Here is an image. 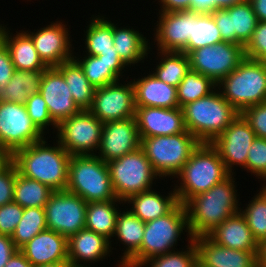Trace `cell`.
Here are the masks:
<instances>
[{
	"instance_id": "cell-7",
	"label": "cell",
	"mask_w": 266,
	"mask_h": 267,
	"mask_svg": "<svg viewBox=\"0 0 266 267\" xmlns=\"http://www.w3.org/2000/svg\"><path fill=\"white\" fill-rule=\"evenodd\" d=\"M66 191L87 203L118 200L107 163L97 155H71Z\"/></svg>"
},
{
	"instance_id": "cell-34",
	"label": "cell",
	"mask_w": 266,
	"mask_h": 267,
	"mask_svg": "<svg viewBox=\"0 0 266 267\" xmlns=\"http://www.w3.org/2000/svg\"><path fill=\"white\" fill-rule=\"evenodd\" d=\"M73 58L82 67L88 81L95 88L119 81L124 76L125 68L128 67L125 63H106L98 56L84 54L81 59L76 56Z\"/></svg>"
},
{
	"instance_id": "cell-41",
	"label": "cell",
	"mask_w": 266,
	"mask_h": 267,
	"mask_svg": "<svg viewBox=\"0 0 266 267\" xmlns=\"http://www.w3.org/2000/svg\"><path fill=\"white\" fill-rule=\"evenodd\" d=\"M248 203L244 210V207H240V213L245 217L254 239L259 244L266 240V188L260 187L259 193Z\"/></svg>"
},
{
	"instance_id": "cell-51",
	"label": "cell",
	"mask_w": 266,
	"mask_h": 267,
	"mask_svg": "<svg viewBox=\"0 0 266 267\" xmlns=\"http://www.w3.org/2000/svg\"><path fill=\"white\" fill-rule=\"evenodd\" d=\"M160 10L158 13H167L173 11H190L191 0H158ZM162 4V5H161Z\"/></svg>"
},
{
	"instance_id": "cell-24",
	"label": "cell",
	"mask_w": 266,
	"mask_h": 267,
	"mask_svg": "<svg viewBox=\"0 0 266 267\" xmlns=\"http://www.w3.org/2000/svg\"><path fill=\"white\" fill-rule=\"evenodd\" d=\"M112 249L108 239L85 228L68 238V262L85 266L89 262L92 265L106 257L108 259Z\"/></svg>"
},
{
	"instance_id": "cell-18",
	"label": "cell",
	"mask_w": 266,
	"mask_h": 267,
	"mask_svg": "<svg viewBox=\"0 0 266 267\" xmlns=\"http://www.w3.org/2000/svg\"><path fill=\"white\" fill-rule=\"evenodd\" d=\"M222 41L245 46L251 39L258 19L249 0L211 13Z\"/></svg>"
},
{
	"instance_id": "cell-4",
	"label": "cell",
	"mask_w": 266,
	"mask_h": 267,
	"mask_svg": "<svg viewBox=\"0 0 266 267\" xmlns=\"http://www.w3.org/2000/svg\"><path fill=\"white\" fill-rule=\"evenodd\" d=\"M181 109L186 130L200 143H211L240 114L218 88Z\"/></svg>"
},
{
	"instance_id": "cell-37",
	"label": "cell",
	"mask_w": 266,
	"mask_h": 267,
	"mask_svg": "<svg viewBox=\"0 0 266 267\" xmlns=\"http://www.w3.org/2000/svg\"><path fill=\"white\" fill-rule=\"evenodd\" d=\"M54 191L39 181L26 178L18 173L14 185L13 201L23 208H45Z\"/></svg>"
},
{
	"instance_id": "cell-17",
	"label": "cell",
	"mask_w": 266,
	"mask_h": 267,
	"mask_svg": "<svg viewBox=\"0 0 266 267\" xmlns=\"http://www.w3.org/2000/svg\"><path fill=\"white\" fill-rule=\"evenodd\" d=\"M25 32L31 37L40 59L47 67H57L74 57L70 42L73 40L66 23L55 21L37 29L35 33L31 30Z\"/></svg>"
},
{
	"instance_id": "cell-10",
	"label": "cell",
	"mask_w": 266,
	"mask_h": 267,
	"mask_svg": "<svg viewBox=\"0 0 266 267\" xmlns=\"http://www.w3.org/2000/svg\"><path fill=\"white\" fill-rule=\"evenodd\" d=\"M102 127L103 123L89 110H81L57 125L56 140L70 155H96Z\"/></svg>"
},
{
	"instance_id": "cell-46",
	"label": "cell",
	"mask_w": 266,
	"mask_h": 267,
	"mask_svg": "<svg viewBox=\"0 0 266 267\" xmlns=\"http://www.w3.org/2000/svg\"><path fill=\"white\" fill-rule=\"evenodd\" d=\"M24 208L12 201L0 207V234L12 236L21 220Z\"/></svg>"
},
{
	"instance_id": "cell-48",
	"label": "cell",
	"mask_w": 266,
	"mask_h": 267,
	"mask_svg": "<svg viewBox=\"0 0 266 267\" xmlns=\"http://www.w3.org/2000/svg\"><path fill=\"white\" fill-rule=\"evenodd\" d=\"M16 175L17 167L13 161L0 171V207L13 201Z\"/></svg>"
},
{
	"instance_id": "cell-26",
	"label": "cell",
	"mask_w": 266,
	"mask_h": 267,
	"mask_svg": "<svg viewBox=\"0 0 266 267\" xmlns=\"http://www.w3.org/2000/svg\"><path fill=\"white\" fill-rule=\"evenodd\" d=\"M6 28L9 29L0 23V41L8 49L15 70H45L47 66L40 59L31 37L24 30L16 31L15 35Z\"/></svg>"
},
{
	"instance_id": "cell-8",
	"label": "cell",
	"mask_w": 266,
	"mask_h": 267,
	"mask_svg": "<svg viewBox=\"0 0 266 267\" xmlns=\"http://www.w3.org/2000/svg\"><path fill=\"white\" fill-rule=\"evenodd\" d=\"M199 144L187 130L175 135L141 138V148L160 179L175 178Z\"/></svg>"
},
{
	"instance_id": "cell-40",
	"label": "cell",
	"mask_w": 266,
	"mask_h": 267,
	"mask_svg": "<svg viewBox=\"0 0 266 267\" xmlns=\"http://www.w3.org/2000/svg\"><path fill=\"white\" fill-rule=\"evenodd\" d=\"M223 42L219 28L216 26L212 14L195 12V21H192V37L186 45V54L209 45Z\"/></svg>"
},
{
	"instance_id": "cell-6",
	"label": "cell",
	"mask_w": 266,
	"mask_h": 267,
	"mask_svg": "<svg viewBox=\"0 0 266 267\" xmlns=\"http://www.w3.org/2000/svg\"><path fill=\"white\" fill-rule=\"evenodd\" d=\"M217 88L239 113L266 102V62L245 57Z\"/></svg>"
},
{
	"instance_id": "cell-27",
	"label": "cell",
	"mask_w": 266,
	"mask_h": 267,
	"mask_svg": "<svg viewBox=\"0 0 266 267\" xmlns=\"http://www.w3.org/2000/svg\"><path fill=\"white\" fill-rule=\"evenodd\" d=\"M208 236L221 246L258 253L259 244L254 239L245 217L240 212L227 218Z\"/></svg>"
},
{
	"instance_id": "cell-56",
	"label": "cell",
	"mask_w": 266,
	"mask_h": 267,
	"mask_svg": "<svg viewBox=\"0 0 266 267\" xmlns=\"http://www.w3.org/2000/svg\"><path fill=\"white\" fill-rule=\"evenodd\" d=\"M190 11L208 14V0H191Z\"/></svg>"
},
{
	"instance_id": "cell-16",
	"label": "cell",
	"mask_w": 266,
	"mask_h": 267,
	"mask_svg": "<svg viewBox=\"0 0 266 267\" xmlns=\"http://www.w3.org/2000/svg\"><path fill=\"white\" fill-rule=\"evenodd\" d=\"M141 147L135 117L103 123L97 156L104 162L120 158Z\"/></svg>"
},
{
	"instance_id": "cell-35",
	"label": "cell",
	"mask_w": 266,
	"mask_h": 267,
	"mask_svg": "<svg viewBox=\"0 0 266 267\" xmlns=\"http://www.w3.org/2000/svg\"><path fill=\"white\" fill-rule=\"evenodd\" d=\"M92 16L84 33L85 54L98 56L100 53L117 52L113 41V22L102 15Z\"/></svg>"
},
{
	"instance_id": "cell-39",
	"label": "cell",
	"mask_w": 266,
	"mask_h": 267,
	"mask_svg": "<svg viewBox=\"0 0 266 267\" xmlns=\"http://www.w3.org/2000/svg\"><path fill=\"white\" fill-rule=\"evenodd\" d=\"M46 229L48 228L46 224L45 208H24L21 220L17 224L15 232L11 237L15 246L20 249L35 235Z\"/></svg>"
},
{
	"instance_id": "cell-49",
	"label": "cell",
	"mask_w": 266,
	"mask_h": 267,
	"mask_svg": "<svg viewBox=\"0 0 266 267\" xmlns=\"http://www.w3.org/2000/svg\"><path fill=\"white\" fill-rule=\"evenodd\" d=\"M15 71L12 59L6 46L0 41V89L11 80Z\"/></svg>"
},
{
	"instance_id": "cell-59",
	"label": "cell",
	"mask_w": 266,
	"mask_h": 267,
	"mask_svg": "<svg viewBox=\"0 0 266 267\" xmlns=\"http://www.w3.org/2000/svg\"><path fill=\"white\" fill-rule=\"evenodd\" d=\"M69 262H58L54 264H45L37 267H68Z\"/></svg>"
},
{
	"instance_id": "cell-22",
	"label": "cell",
	"mask_w": 266,
	"mask_h": 267,
	"mask_svg": "<svg viewBox=\"0 0 266 267\" xmlns=\"http://www.w3.org/2000/svg\"><path fill=\"white\" fill-rule=\"evenodd\" d=\"M193 239L202 267H257V253L221 246L209 236Z\"/></svg>"
},
{
	"instance_id": "cell-53",
	"label": "cell",
	"mask_w": 266,
	"mask_h": 267,
	"mask_svg": "<svg viewBox=\"0 0 266 267\" xmlns=\"http://www.w3.org/2000/svg\"><path fill=\"white\" fill-rule=\"evenodd\" d=\"M244 1L246 0H208V14H211L218 9L229 8Z\"/></svg>"
},
{
	"instance_id": "cell-43",
	"label": "cell",
	"mask_w": 266,
	"mask_h": 267,
	"mask_svg": "<svg viewBox=\"0 0 266 267\" xmlns=\"http://www.w3.org/2000/svg\"><path fill=\"white\" fill-rule=\"evenodd\" d=\"M25 108L33 124L43 135H45L46 129L49 126L51 127V125L53 130H57V124L50 117L47 104L40 92L32 94L27 99Z\"/></svg>"
},
{
	"instance_id": "cell-47",
	"label": "cell",
	"mask_w": 266,
	"mask_h": 267,
	"mask_svg": "<svg viewBox=\"0 0 266 267\" xmlns=\"http://www.w3.org/2000/svg\"><path fill=\"white\" fill-rule=\"evenodd\" d=\"M256 137L266 139V102L246 108L242 113Z\"/></svg>"
},
{
	"instance_id": "cell-50",
	"label": "cell",
	"mask_w": 266,
	"mask_h": 267,
	"mask_svg": "<svg viewBox=\"0 0 266 267\" xmlns=\"http://www.w3.org/2000/svg\"><path fill=\"white\" fill-rule=\"evenodd\" d=\"M17 250L11 236L0 234V267H5Z\"/></svg>"
},
{
	"instance_id": "cell-3",
	"label": "cell",
	"mask_w": 266,
	"mask_h": 267,
	"mask_svg": "<svg viewBox=\"0 0 266 267\" xmlns=\"http://www.w3.org/2000/svg\"><path fill=\"white\" fill-rule=\"evenodd\" d=\"M230 173L217 150L211 143H200L193 151L182 170L174 189L179 203L186 204L192 197L207 192Z\"/></svg>"
},
{
	"instance_id": "cell-12",
	"label": "cell",
	"mask_w": 266,
	"mask_h": 267,
	"mask_svg": "<svg viewBox=\"0 0 266 267\" xmlns=\"http://www.w3.org/2000/svg\"><path fill=\"white\" fill-rule=\"evenodd\" d=\"M87 202L80 196L63 191H54L45 205L46 224L69 238L85 229Z\"/></svg>"
},
{
	"instance_id": "cell-14",
	"label": "cell",
	"mask_w": 266,
	"mask_h": 267,
	"mask_svg": "<svg viewBox=\"0 0 266 267\" xmlns=\"http://www.w3.org/2000/svg\"><path fill=\"white\" fill-rule=\"evenodd\" d=\"M126 83L119 80L95 89L88 110L102 123L135 117L134 86L132 80Z\"/></svg>"
},
{
	"instance_id": "cell-21",
	"label": "cell",
	"mask_w": 266,
	"mask_h": 267,
	"mask_svg": "<svg viewBox=\"0 0 266 267\" xmlns=\"http://www.w3.org/2000/svg\"><path fill=\"white\" fill-rule=\"evenodd\" d=\"M135 118L140 138L175 135L186 131L180 107H136Z\"/></svg>"
},
{
	"instance_id": "cell-25",
	"label": "cell",
	"mask_w": 266,
	"mask_h": 267,
	"mask_svg": "<svg viewBox=\"0 0 266 267\" xmlns=\"http://www.w3.org/2000/svg\"><path fill=\"white\" fill-rule=\"evenodd\" d=\"M135 107L178 108L177 87L158 80L150 71L133 79Z\"/></svg>"
},
{
	"instance_id": "cell-60",
	"label": "cell",
	"mask_w": 266,
	"mask_h": 267,
	"mask_svg": "<svg viewBox=\"0 0 266 267\" xmlns=\"http://www.w3.org/2000/svg\"><path fill=\"white\" fill-rule=\"evenodd\" d=\"M68 267H88V265L87 266H85V265H74V264H70L69 263ZM89 267H91L90 264H89Z\"/></svg>"
},
{
	"instance_id": "cell-54",
	"label": "cell",
	"mask_w": 266,
	"mask_h": 267,
	"mask_svg": "<svg viewBox=\"0 0 266 267\" xmlns=\"http://www.w3.org/2000/svg\"><path fill=\"white\" fill-rule=\"evenodd\" d=\"M258 22H266V0H249Z\"/></svg>"
},
{
	"instance_id": "cell-61",
	"label": "cell",
	"mask_w": 266,
	"mask_h": 267,
	"mask_svg": "<svg viewBox=\"0 0 266 267\" xmlns=\"http://www.w3.org/2000/svg\"><path fill=\"white\" fill-rule=\"evenodd\" d=\"M263 187H265L266 188V182L265 183H263V184H261Z\"/></svg>"
},
{
	"instance_id": "cell-20",
	"label": "cell",
	"mask_w": 266,
	"mask_h": 267,
	"mask_svg": "<svg viewBox=\"0 0 266 267\" xmlns=\"http://www.w3.org/2000/svg\"><path fill=\"white\" fill-rule=\"evenodd\" d=\"M39 92L47 104L50 117L57 125L81 111L73 100L63 74L56 67H47L43 71Z\"/></svg>"
},
{
	"instance_id": "cell-58",
	"label": "cell",
	"mask_w": 266,
	"mask_h": 267,
	"mask_svg": "<svg viewBox=\"0 0 266 267\" xmlns=\"http://www.w3.org/2000/svg\"><path fill=\"white\" fill-rule=\"evenodd\" d=\"M98 57L106 63H124L117 52L100 53Z\"/></svg>"
},
{
	"instance_id": "cell-31",
	"label": "cell",
	"mask_w": 266,
	"mask_h": 267,
	"mask_svg": "<svg viewBox=\"0 0 266 267\" xmlns=\"http://www.w3.org/2000/svg\"><path fill=\"white\" fill-rule=\"evenodd\" d=\"M117 203L124 206L121 200H108L90 202L86 207L85 228L104 236L110 241V245L113 242L111 239L115 233L116 218L120 211Z\"/></svg>"
},
{
	"instance_id": "cell-36",
	"label": "cell",
	"mask_w": 266,
	"mask_h": 267,
	"mask_svg": "<svg viewBox=\"0 0 266 267\" xmlns=\"http://www.w3.org/2000/svg\"><path fill=\"white\" fill-rule=\"evenodd\" d=\"M160 59L155 72L152 74L160 81L178 87L185 75L190 71L188 55L184 52L161 51L157 52Z\"/></svg>"
},
{
	"instance_id": "cell-52",
	"label": "cell",
	"mask_w": 266,
	"mask_h": 267,
	"mask_svg": "<svg viewBox=\"0 0 266 267\" xmlns=\"http://www.w3.org/2000/svg\"><path fill=\"white\" fill-rule=\"evenodd\" d=\"M5 267H35L25 255L18 249L8 260Z\"/></svg>"
},
{
	"instance_id": "cell-2",
	"label": "cell",
	"mask_w": 266,
	"mask_h": 267,
	"mask_svg": "<svg viewBox=\"0 0 266 267\" xmlns=\"http://www.w3.org/2000/svg\"><path fill=\"white\" fill-rule=\"evenodd\" d=\"M45 137L13 153V163L22 176L41 182L53 191L66 190L71 155L56 140L53 146Z\"/></svg>"
},
{
	"instance_id": "cell-23",
	"label": "cell",
	"mask_w": 266,
	"mask_h": 267,
	"mask_svg": "<svg viewBox=\"0 0 266 267\" xmlns=\"http://www.w3.org/2000/svg\"><path fill=\"white\" fill-rule=\"evenodd\" d=\"M35 266L68 262V238L46 229L19 249Z\"/></svg>"
},
{
	"instance_id": "cell-1",
	"label": "cell",
	"mask_w": 266,
	"mask_h": 267,
	"mask_svg": "<svg viewBox=\"0 0 266 267\" xmlns=\"http://www.w3.org/2000/svg\"><path fill=\"white\" fill-rule=\"evenodd\" d=\"M192 197L186 204L188 229L192 239L208 236L227 218L240 212L235 175Z\"/></svg>"
},
{
	"instance_id": "cell-9",
	"label": "cell",
	"mask_w": 266,
	"mask_h": 267,
	"mask_svg": "<svg viewBox=\"0 0 266 267\" xmlns=\"http://www.w3.org/2000/svg\"><path fill=\"white\" fill-rule=\"evenodd\" d=\"M112 187L118 200L152 189L155 179L160 177L140 147L120 158L107 162ZM154 181V182H153Z\"/></svg>"
},
{
	"instance_id": "cell-42",
	"label": "cell",
	"mask_w": 266,
	"mask_h": 267,
	"mask_svg": "<svg viewBox=\"0 0 266 267\" xmlns=\"http://www.w3.org/2000/svg\"><path fill=\"white\" fill-rule=\"evenodd\" d=\"M186 250H173L166 254L157 255L142 262L138 267H196L198 252L194 239L188 238Z\"/></svg>"
},
{
	"instance_id": "cell-57",
	"label": "cell",
	"mask_w": 266,
	"mask_h": 267,
	"mask_svg": "<svg viewBox=\"0 0 266 267\" xmlns=\"http://www.w3.org/2000/svg\"><path fill=\"white\" fill-rule=\"evenodd\" d=\"M257 267H266V240L258 245Z\"/></svg>"
},
{
	"instance_id": "cell-28",
	"label": "cell",
	"mask_w": 266,
	"mask_h": 267,
	"mask_svg": "<svg viewBox=\"0 0 266 267\" xmlns=\"http://www.w3.org/2000/svg\"><path fill=\"white\" fill-rule=\"evenodd\" d=\"M127 203L132 206L128 209L135 216L143 222H148L166 215L179 202L174 188L171 192L169 191L167 196L162 195L153 188L129 197L124 201V204Z\"/></svg>"
},
{
	"instance_id": "cell-13",
	"label": "cell",
	"mask_w": 266,
	"mask_h": 267,
	"mask_svg": "<svg viewBox=\"0 0 266 267\" xmlns=\"http://www.w3.org/2000/svg\"><path fill=\"white\" fill-rule=\"evenodd\" d=\"M43 138L28 116L25 105L0 100V145L13 154Z\"/></svg>"
},
{
	"instance_id": "cell-32",
	"label": "cell",
	"mask_w": 266,
	"mask_h": 267,
	"mask_svg": "<svg viewBox=\"0 0 266 267\" xmlns=\"http://www.w3.org/2000/svg\"><path fill=\"white\" fill-rule=\"evenodd\" d=\"M56 68L63 74L77 106L81 110H88L92 105L96 88L88 81L79 63L72 58Z\"/></svg>"
},
{
	"instance_id": "cell-55",
	"label": "cell",
	"mask_w": 266,
	"mask_h": 267,
	"mask_svg": "<svg viewBox=\"0 0 266 267\" xmlns=\"http://www.w3.org/2000/svg\"><path fill=\"white\" fill-rule=\"evenodd\" d=\"M13 161V154L0 145V171L4 170Z\"/></svg>"
},
{
	"instance_id": "cell-45",
	"label": "cell",
	"mask_w": 266,
	"mask_h": 267,
	"mask_svg": "<svg viewBox=\"0 0 266 267\" xmlns=\"http://www.w3.org/2000/svg\"><path fill=\"white\" fill-rule=\"evenodd\" d=\"M244 52L247 58L266 62V22H258Z\"/></svg>"
},
{
	"instance_id": "cell-44",
	"label": "cell",
	"mask_w": 266,
	"mask_h": 267,
	"mask_svg": "<svg viewBox=\"0 0 266 267\" xmlns=\"http://www.w3.org/2000/svg\"><path fill=\"white\" fill-rule=\"evenodd\" d=\"M246 171L266 182V139L256 137L249 148Z\"/></svg>"
},
{
	"instance_id": "cell-5",
	"label": "cell",
	"mask_w": 266,
	"mask_h": 267,
	"mask_svg": "<svg viewBox=\"0 0 266 267\" xmlns=\"http://www.w3.org/2000/svg\"><path fill=\"white\" fill-rule=\"evenodd\" d=\"M189 234L185 205L178 203L169 213L155 220L145 222V230L140 248L122 265L138 267L147 259L166 254L175 249L182 234Z\"/></svg>"
},
{
	"instance_id": "cell-38",
	"label": "cell",
	"mask_w": 266,
	"mask_h": 267,
	"mask_svg": "<svg viewBox=\"0 0 266 267\" xmlns=\"http://www.w3.org/2000/svg\"><path fill=\"white\" fill-rule=\"evenodd\" d=\"M216 88L217 84L211 78L190 69L177 87L179 107L209 95Z\"/></svg>"
},
{
	"instance_id": "cell-11",
	"label": "cell",
	"mask_w": 266,
	"mask_h": 267,
	"mask_svg": "<svg viewBox=\"0 0 266 267\" xmlns=\"http://www.w3.org/2000/svg\"><path fill=\"white\" fill-rule=\"evenodd\" d=\"M187 55L191 70L211 78L216 84L245 58L243 46L224 41L190 51Z\"/></svg>"
},
{
	"instance_id": "cell-19",
	"label": "cell",
	"mask_w": 266,
	"mask_h": 267,
	"mask_svg": "<svg viewBox=\"0 0 266 267\" xmlns=\"http://www.w3.org/2000/svg\"><path fill=\"white\" fill-rule=\"evenodd\" d=\"M156 27H154V44L157 50L186 53L189 37H192V21L195 12L173 11L159 13ZM156 28V29H155ZM156 42V43H155Z\"/></svg>"
},
{
	"instance_id": "cell-33",
	"label": "cell",
	"mask_w": 266,
	"mask_h": 267,
	"mask_svg": "<svg viewBox=\"0 0 266 267\" xmlns=\"http://www.w3.org/2000/svg\"><path fill=\"white\" fill-rule=\"evenodd\" d=\"M44 70H15L8 84L0 89V100L25 105L34 93H39Z\"/></svg>"
},
{
	"instance_id": "cell-15",
	"label": "cell",
	"mask_w": 266,
	"mask_h": 267,
	"mask_svg": "<svg viewBox=\"0 0 266 267\" xmlns=\"http://www.w3.org/2000/svg\"><path fill=\"white\" fill-rule=\"evenodd\" d=\"M255 138L250 124L240 113L224 132L211 142V145L219 153L227 171L235 174L232 171L234 165L246 170L248 151Z\"/></svg>"
},
{
	"instance_id": "cell-62",
	"label": "cell",
	"mask_w": 266,
	"mask_h": 267,
	"mask_svg": "<svg viewBox=\"0 0 266 267\" xmlns=\"http://www.w3.org/2000/svg\"><path fill=\"white\" fill-rule=\"evenodd\" d=\"M196 267H202L199 263H197Z\"/></svg>"
},
{
	"instance_id": "cell-30",
	"label": "cell",
	"mask_w": 266,
	"mask_h": 267,
	"mask_svg": "<svg viewBox=\"0 0 266 267\" xmlns=\"http://www.w3.org/2000/svg\"><path fill=\"white\" fill-rule=\"evenodd\" d=\"M145 230V222L135 216L128 208L118 212L114 236L124 245L121 260L118 267L122 265L140 248Z\"/></svg>"
},
{
	"instance_id": "cell-29",
	"label": "cell",
	"mask_w": 266,
	"mask_h": 267,
	"mask_svg": "<svg viewBox=\"0 0 266 267\" xmlns=\"http://www.w3.org/2000/svg\"><path fill=\"white\" fill-rule=\"evenodd\" d=\"M118 27L113 23V41L121 60L130 68L131 65L144 62L151 51L150 40L133 27ZM149 40V41H148ZM149 42V43H148ZM143 60V61H142Z\"/></svg>"
}]
</instances>
